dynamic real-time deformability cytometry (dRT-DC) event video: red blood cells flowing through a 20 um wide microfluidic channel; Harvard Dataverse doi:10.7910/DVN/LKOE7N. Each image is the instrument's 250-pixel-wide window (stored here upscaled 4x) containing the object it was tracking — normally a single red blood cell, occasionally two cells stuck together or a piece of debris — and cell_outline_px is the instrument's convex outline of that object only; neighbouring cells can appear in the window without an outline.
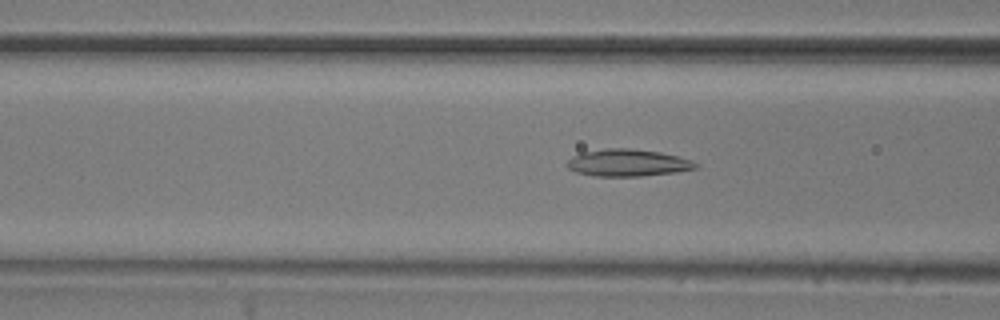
{"species": "common noctule bat (a hibernating species)", "species_latin": "Nyctalus noctula", "temperature_condition": "room temperature", "stored_images_in_passage": 47, "camera_frame_rate_fps": 3000, "um_per_image_px": 0.085, "animal": {"sex": "male", "body_mass_g": 20.5, "forearm_length_mm": 52.5}, "frame": {"image": 1, "passage_image": 13, "time_ms": 4.0, "image_size_px": [1000, 320], "cell_outline_px": [[700, 168], [676, 172], [640, 176], [596, 176], [576, 172], [568, 168], [564, 164], [572, 156], [580, 152], [604, 148], [628, 148], [660, 152], [692, 160], [700, 164]], "centroid_in_image_um": [53.35, 13.83], "position_along_channel_um": 113.2, "area_um2": 20.52}}
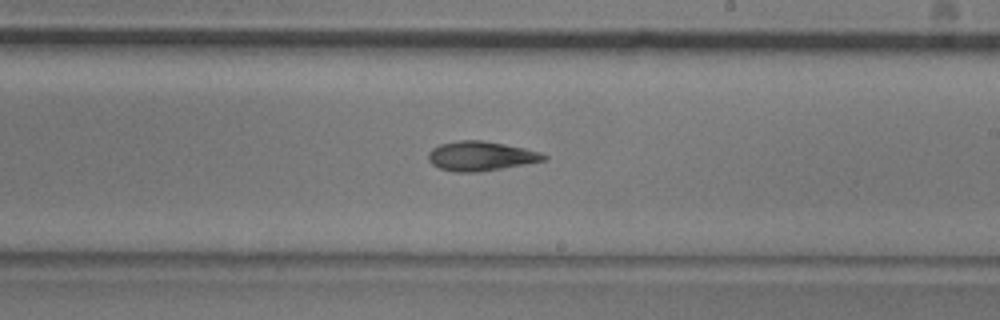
{"frame": {"image": 2, "passage_image": 24, "time_ms": 7.667, "image_size_px": [1000, 320], "cell_outline_px": [[548, 156], [544, 160], [524, 164], [480, 172], [452, 172], [440, 168], [432, 164], [428, 160], [428, 152], [432, 148], [440, 144], [456, 140], [480, 140], [504, 144], [524, 148], [540, 152]], "centroid_in_image_um": [40.82, 13.26], "position_along_channel_um": 248.2, "area_um2": 19.77}}
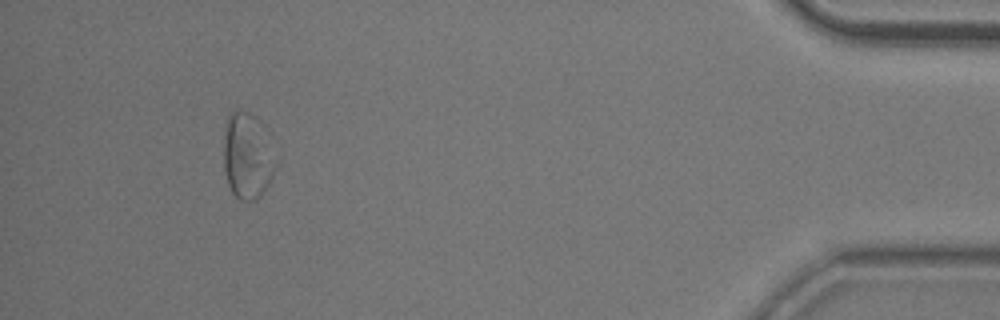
{"frame": {"image": 3, "passage_image": 43, "time_ms": 14.0, "image_size_px": [1000, 320], "cell_outline_px": [[276, 164], [272, 176], [268, 184], [260, 196], [256, 200], [240, 200], [232, 192], [228, 184], [224, 168], [224, 128], [228, 116], [236, 108], [244, 112]], "centroid_in_image_um": [20.89, 13.45], "position_along_channel_um": 414.3, "area_um2": 23.52}, "authors_computed_cell_mechanics": {"area_um2": 20.23, "velocity_mm_per_s": 3.6713, "shape_relaxation_time_tau1_ms": 7.0334, "shape_relaxation_time_tau2_ms": 4.1652, "deformation_change_tau1": 0.1593, "deformation_change_tau2": 0.1054}}